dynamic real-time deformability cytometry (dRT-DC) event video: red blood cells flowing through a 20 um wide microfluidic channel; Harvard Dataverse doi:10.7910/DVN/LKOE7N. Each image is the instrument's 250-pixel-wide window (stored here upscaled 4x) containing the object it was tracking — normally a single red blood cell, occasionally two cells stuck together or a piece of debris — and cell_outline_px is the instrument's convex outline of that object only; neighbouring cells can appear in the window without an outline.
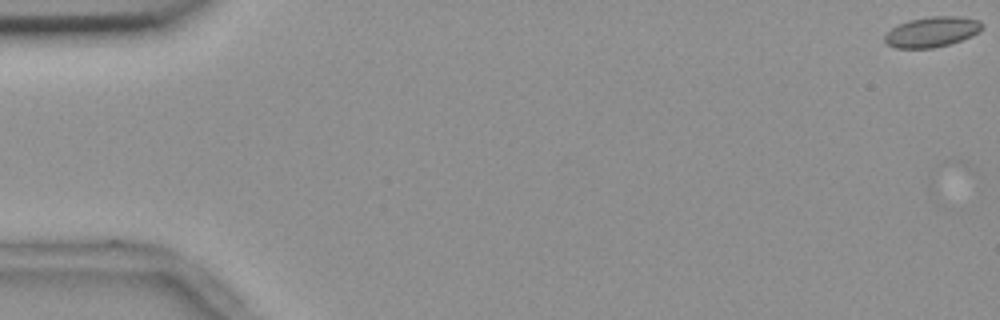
{"species": "common noctule bat (a hibernating species)", "species_latin": "Nyctalus noctula", "temperature_condition": "room temperature", "stored_images_in_passage": 2, "camera_frame_rate_fps": 3000, "um_per_image_px": 0.085, "animal": {"sex": "female", "body_mass_g": 18.4}, "frame": {"image": 1, "passage_image": 1, "time_ms": 0.0, "image_size_px": [1000, 320], "cell_outline_px": [[984, 28], [980, 32], [972, 36], [948, 44], [932, 48], [896, 48], [888, 44], [884, 40], [884, 36], [892, 28], [908, 20], [932, 16], [960, 16], [980, 20], [984, 24]], "centroid_in_image_um": [79.27, 2.7], "position_along_channel_um": 5.7, "area_um2": 17.22}}